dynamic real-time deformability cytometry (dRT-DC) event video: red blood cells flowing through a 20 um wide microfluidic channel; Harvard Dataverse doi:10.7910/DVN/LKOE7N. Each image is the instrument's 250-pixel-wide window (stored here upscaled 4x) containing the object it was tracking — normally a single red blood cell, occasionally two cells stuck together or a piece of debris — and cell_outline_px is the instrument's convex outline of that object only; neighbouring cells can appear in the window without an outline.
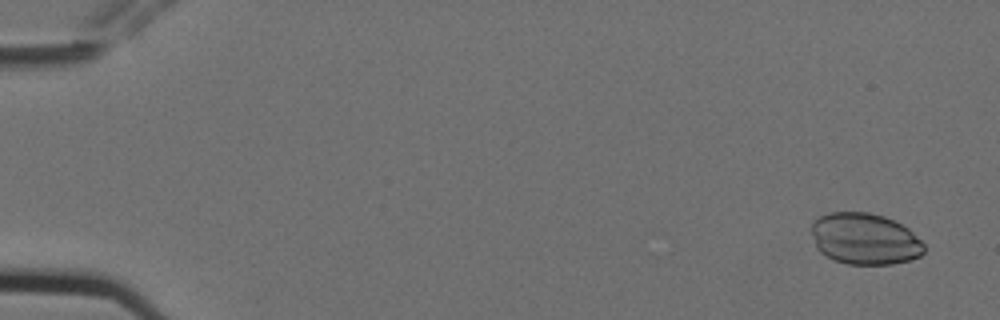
{"species": "Egyptian fruit bat (a non-hibernating species)", "species_latin": "Rousettus aegyptiacus", "temperature_condition": "cold", "stored_images_in_passage": 5, "camera_frame_rate_fps": 3000, "um_per_image_px": 0.085, "animal": {"sex": "female"}, "frame": {"image": 1, "passage_image": 1, "time_ms": 0.0, "image_size_px": [1000, 320], "cell_outline_px": [[924, 252], [920, 256], [908, 260], [892, 264], [848, 264], [832, 260], [820, 252], [816, 248], [812, 232], [812, 220], [828, 212], [868, 212], [884, 216], [908, 228], [924, 244]], "centroid_in_image_um": [73.48, 20.3], "position_along_channel_um": 11.5, "area_um2": 33.81}}